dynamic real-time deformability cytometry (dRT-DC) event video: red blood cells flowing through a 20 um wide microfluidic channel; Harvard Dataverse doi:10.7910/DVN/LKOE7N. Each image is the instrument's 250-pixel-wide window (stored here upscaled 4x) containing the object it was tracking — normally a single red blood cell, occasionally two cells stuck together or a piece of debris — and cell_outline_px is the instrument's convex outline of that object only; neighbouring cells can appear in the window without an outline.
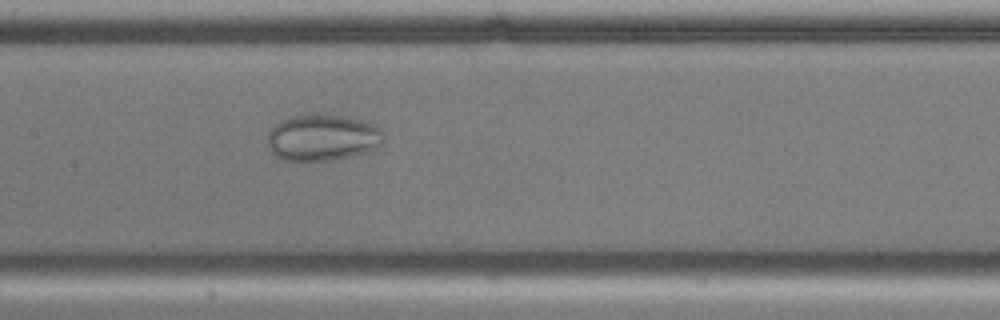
{"species": "common noctule bat (a hibernating species)", "species_latin": "Nyctalus noctula", "temperature_condition": "cold", "stored_images_in_passage": 55, "camera_frame_rate_fps": 3000, "um_per_image_px": 0.085, "animal": {"sex": "male", "body_mass_g": 17.9, "forearm_length_mm": 54.2}, "frame": {"image": 1, "passage_image": 26, "time_ms": 8.333, "image_size_px": [1000, 320], "cell_outline_px": [[384, 144], [376, 148], [352, 156], [332, 160], [284, 160], [276, 156], [268, 148], [268, 128], [280, 120], [288, 116], [316, 112], [328, 112], [360, 120], [372, 124], [380, 128], [384, 132]], "centroid_in_image_um": [27.4, 11.65], "position_along_channel_um": 180.0, "area_um2": 32.25}}
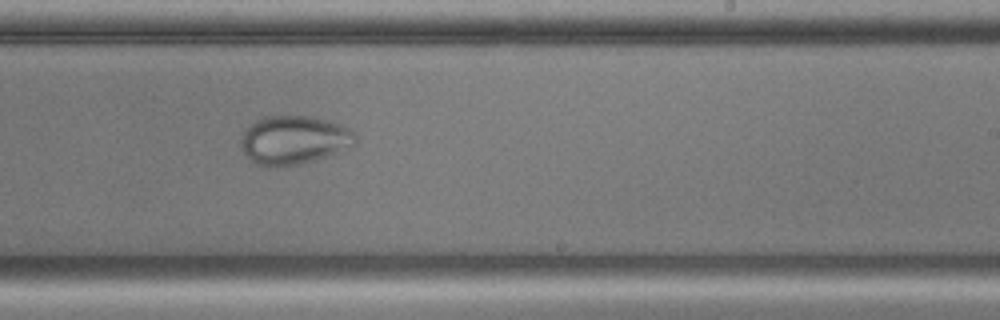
{"frame": {"image": 2, "passage_image": 33, "time_ms": 10.667, "image_size_px": [1000, 320], "cell_outline_px": [[356, 144], [352, 148], [312, 160], [296, 164], [268, 168], [260, 168], [252, 164], [244, 152], [240, 144], [240, 140], [244, 128], [248, 124], [264, 116], [308, 116], [340, 124], [356, 132]], "centroid_in_image_um": [24.94, 11.92], "position_along_channel_um": 264.1, "area_um2": 32.95}}
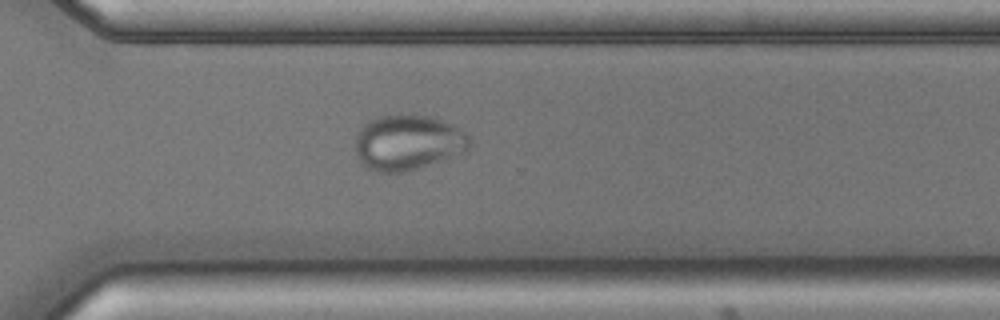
{"frame": {"image": 3, "passage_image": 39, "time_ms": 12.667, "image_size_px": [1000, 320], "cell_outline_px": [[472, 144], [464, 152], [404, 172], [376, 172], [368, 168], [356, 156], [356, 136], [360, 128], [368, 120], [380, 116], [400, 112], [428, 116], [452, 124], [460, 128], [472, 140]], "centroid_in_image_um": [34.66, 12.07], "position_along_channel_um": 335.9, "area_um2": 36.99}}